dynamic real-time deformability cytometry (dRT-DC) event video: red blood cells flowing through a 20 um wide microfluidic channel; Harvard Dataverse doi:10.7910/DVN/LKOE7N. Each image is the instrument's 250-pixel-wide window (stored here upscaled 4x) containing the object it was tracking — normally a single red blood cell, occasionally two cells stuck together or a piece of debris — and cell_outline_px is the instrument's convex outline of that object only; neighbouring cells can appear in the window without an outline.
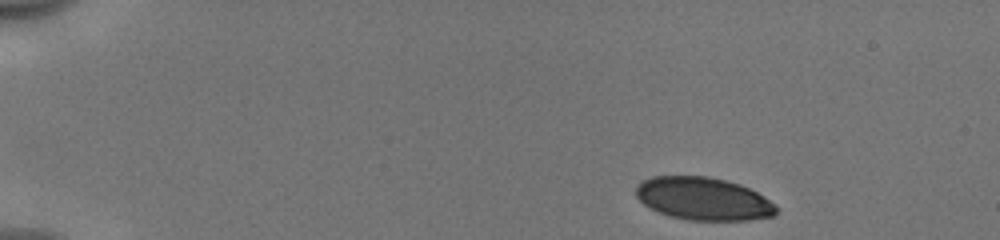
{"species": "human", "species_latin": "Homo sapiens", "temperature_condition": "cold", "stored_images_in_passage": 46, "camera_frame_rate_fps": 3000, "um_per_image_px": 0.085, "donor": {"sex": "male"}, "frame": {"image": 1, "passage_image": 1, "time_ms": 0.0, "image_size_px": [1000, 240], "cell_outline_px": [[776, 212], [772, 216], [744, 220], [688, 220], [672, 216], [660, 212], [644, 204], [636, 196], [636, 184], [652, 176], [708, 176], [740, 184], [764, 196], [776, 204]], "centroid_in_image_um": [59.78, 16.88], "position_along_channel_um": 25.2, "area_um2": 34.74}}
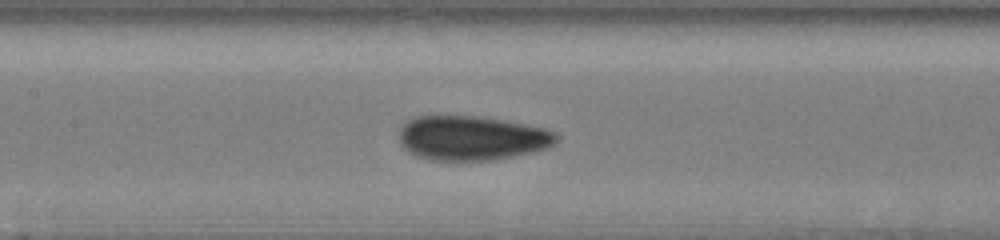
{"frame": {"image": 2, "passage_image": 20, "time_ms": 6.333, "image_size_px": [1000, 240], "cell_outline_px": [[560, 136], [548, 148], [532, 152], [492, 160], [432, 160], [416, 156], [404, 148], [400, 144], [396, 132], [412, 116], [436, 112], [480, 116], [504, 120], [544, 128], [556, 132]], "centroid_in_image_um": [40.0, 11.68], "position_along_channel_um": 167.4, "area_um2": 41.96}}
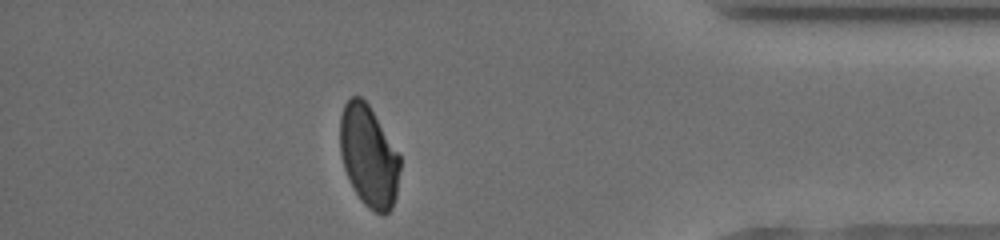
{"frame": {"image": 3, "passage_image": 40, "time_ms": 13.0, "image_size_px": [1000, 240], "cell_outline_px": [[400, 168], [396, 196], [392, 208], [384, 216], [380, 216], [368, 208], [360, 200], [344, 168], [340, 152], [340, 116], [344, 104], [352, 96], [360, 96], [368, 104], [400, 156]], "centroid_in_image_um": [31.34, 13.3], "position_along_channel_um": 403.9, "area_um2": 35.32}, "authors_computed_cell_mechanics": {"area_um2": 38.4081, "velocity_mm_per_s": 3.9709, "shape_relaxation_time_tau1_ms": null, "shape_relaxation_time_tau2_ms": 0.975, "deformation_change_tau1": null, "deformation_change_tau2": 0.0487}}